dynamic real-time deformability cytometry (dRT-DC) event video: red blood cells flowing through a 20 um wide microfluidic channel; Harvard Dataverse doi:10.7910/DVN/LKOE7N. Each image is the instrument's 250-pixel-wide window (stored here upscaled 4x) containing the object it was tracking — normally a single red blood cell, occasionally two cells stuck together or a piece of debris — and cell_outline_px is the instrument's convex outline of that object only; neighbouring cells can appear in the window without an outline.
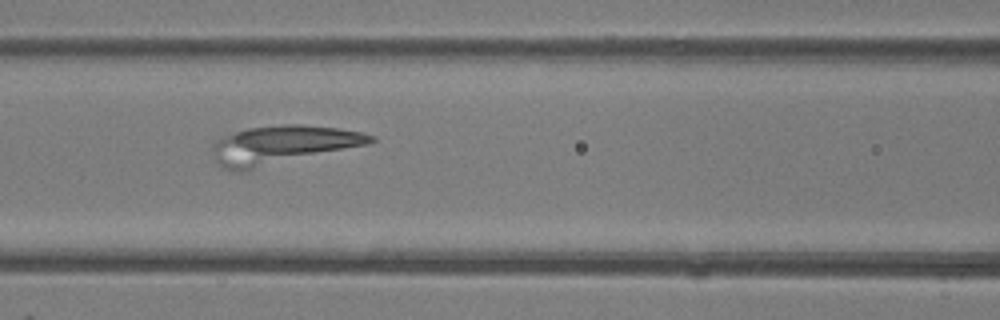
{"species": "common noctule bat (a hibernating species)", "species_latin": "Nyctalus noctula", "temperature_condition": "room temperature", "stored_images_in_passage": 32, "segment_of_instrument_passage": [2, 2], "camera_frame_rate_fps": 3000, "um_per_image_px": 0.085, "animal": {"sex": "female"}, "frame": {"image": 1, "passage_image": 25, "time_ms": 8.0, "image_size_px": [1000, 320], "cell_outline_px": [[376, 140], [368, 144], [248, 172], [236, 172], [224, 168], [216, 164], [212, 148], [212, 144], [216, 140], [224, 136], [248, 128], [280, 124], [300, 124], [336, 128], [360, 132], [376, 136]], "centroid_in_image_um": [23.97, 12.35], "position_along_channel_um": 142.6, "area_um2": 36.13}}
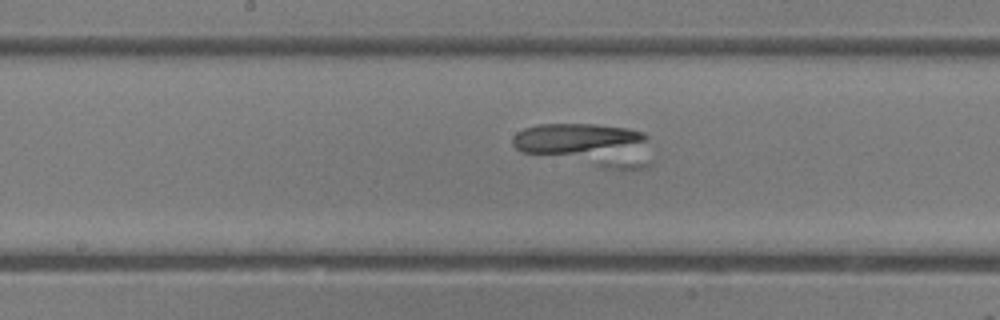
{"frame": {"image": 2, "passage_image": 29, "time_ms": 9.333, "image_size_px": [1000, 320], "cell_outline_px": [[652, 164], [644, 168], [608, 168], [520, 152], [512, 144], [512, 136], [516, 132], [524, 128], [536, 124], [596, 124], [628, 128], [644, 132], [648, 136], [652, 160]], "centroid_in_image_um": [49.87, 12.28], "position_along_channel_um": 198.3, "area_um2": 35.2}}